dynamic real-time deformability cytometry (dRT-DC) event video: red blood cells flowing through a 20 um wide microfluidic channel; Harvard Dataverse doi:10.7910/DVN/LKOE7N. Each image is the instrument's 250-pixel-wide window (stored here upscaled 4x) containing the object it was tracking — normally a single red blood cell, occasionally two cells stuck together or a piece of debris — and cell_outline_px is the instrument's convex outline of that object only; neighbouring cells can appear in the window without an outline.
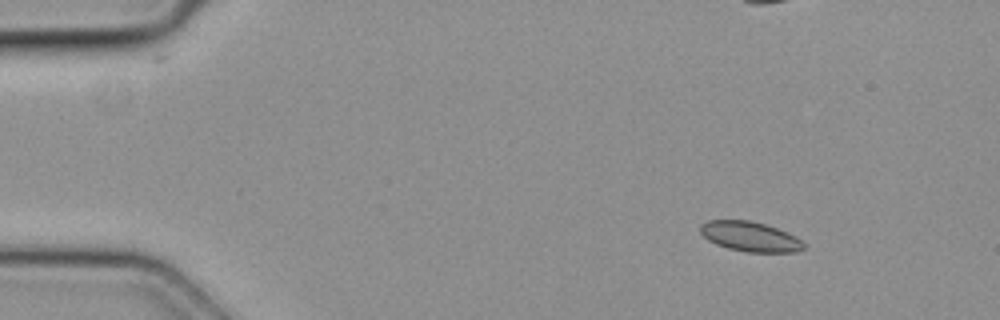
{"species": "common noctule bat (a hibernating species)", "species_latin": "Nyctalus noctula", "temperature_condition": "cold", "stored_images_in_passage": 9, "camera_frame_rate_fps": 3000, "um_per_image_px": 0.085, "animal": {"sex": "female", "body_mass_g": 19.3, "forearm_length_mm": 54.1}, "frame": {"image": 1, "passage_image": 2, "time_ms": 0.333, "image_size_px": [1000, 320], "cell_outline_px": [[804, 248], [796, 252], [748, 252], [728, 248], [716, 244], [708, 240], [700, 232], [700, 224], [708, 220], [748, 220], [764, 224], [776, 228], [796, 236], [804, 244]], "centroid_in_image_um": [63.73, 20.1], "position_along_channel_um": 21.3, "area_um2": 17.86}}